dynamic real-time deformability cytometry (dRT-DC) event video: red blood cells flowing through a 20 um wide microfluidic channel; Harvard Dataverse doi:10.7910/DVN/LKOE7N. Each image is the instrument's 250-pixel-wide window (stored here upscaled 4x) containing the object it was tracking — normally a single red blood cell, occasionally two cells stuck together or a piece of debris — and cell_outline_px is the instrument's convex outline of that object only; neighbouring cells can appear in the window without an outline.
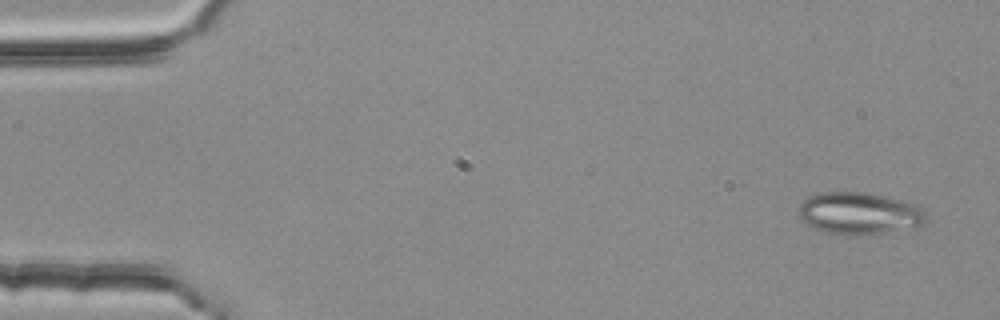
{"species": "common noctule bat (a hibernating species)", "species_latin": "Nyctalus noctula", "temperature_condition": "room temperature", "stored_images_in_passage": 4, "camera_frame_rate_fps": 3000, "um_per_image_px": 0.085, "animal": {"sex": "female", "body_mass_g": 25.1}, "frame": {"image": 1, "passage_image": 1, "time_ms": 0.0, "image_size_px": [1000, 320], "cell_outline_px": [[924, 224], [872, 236], [848, 236], [828, 232], [812, 228], [800, 216], [800, 204], [808, 196], [824, 192], [864, 192], [888, 196], [916, 204], [924, 212]], "centroid_in_image_um": [73.04, 18.15], "position_along_channel_um": 12.0, "area_um2": 31.39}}